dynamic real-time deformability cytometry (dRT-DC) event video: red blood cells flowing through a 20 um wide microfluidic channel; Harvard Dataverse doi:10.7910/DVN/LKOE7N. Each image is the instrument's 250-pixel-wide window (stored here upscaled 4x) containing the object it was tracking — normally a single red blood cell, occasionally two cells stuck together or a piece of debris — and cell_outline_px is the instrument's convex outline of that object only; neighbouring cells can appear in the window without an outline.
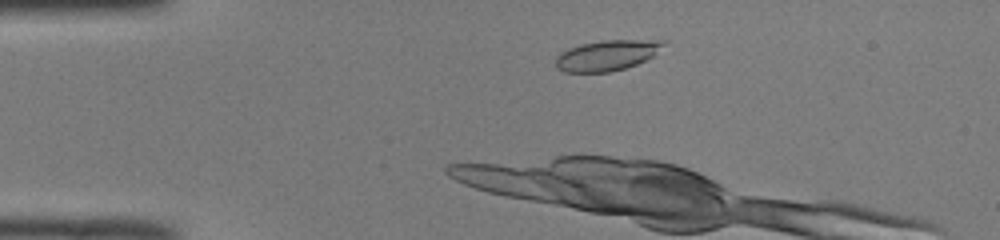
{"species": "common noctule bat (a hibernating species)", "species_latin": "Nyctalus noctula", "temperature_condition": "room temperature", "stored_images_in_passage": 46, "camera_frame_rate_fps": 3000, "um_per_image_px": 0.085, "animal": {"sex": "male", "body_mass_g": 19.0, "forearm_length_mm": 50.8}, "frame": {"image": 1, "passage_image": 7, "time_ms": 2.0, "image_size_px": [1000, 240], "cell_outline_px": [[668, 40], [652, 56], [636, 64], [624, 68], [608, 72], [564, 72], [556, 68], [556, 56], [560, 52], [568, 48], [580, 44], [604, 40]], "centroid_in_image_um": [51.54, 4.7], "position_along_channel_um": 33.5, "area_um2": 19.02}, "authors_computed_cell_mechanics": {"area_um2": 17.4556, "velocity_mm_per_s": 4.0019, "shape_relaxation_time_tau1_ms": null, "shape_relaxation_time_tau2_ms": 6.3477, "deformation_change_tau1": null, "deformation_change_tau2": 0.143}}